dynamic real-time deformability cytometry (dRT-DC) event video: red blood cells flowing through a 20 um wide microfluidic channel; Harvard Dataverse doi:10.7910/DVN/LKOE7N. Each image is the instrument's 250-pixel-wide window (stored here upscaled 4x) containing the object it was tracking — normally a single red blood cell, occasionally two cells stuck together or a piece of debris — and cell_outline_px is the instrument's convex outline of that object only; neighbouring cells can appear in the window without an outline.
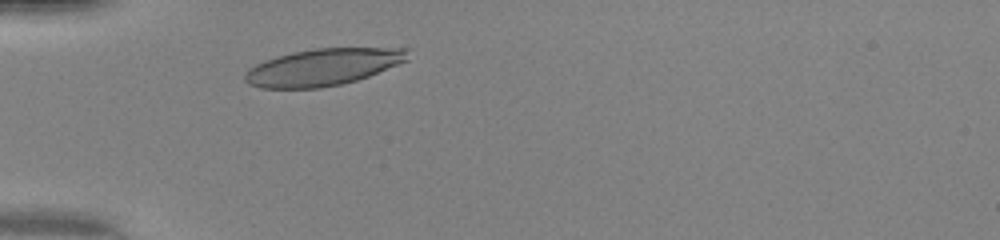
{"species": "human", "species_latin": "Homo sapiens", "temperature_condition": "warm", "stored_images_in_passage": 32, "camera_frame_rate_fps": 3000, "um_per_image_px": 0.085, "donor": {"sex": "female"}, "frame": {"image": 1, "passage_image": 5, "time_ms": 1.333, "image_size_px": [1000, 240], "cell_outline_px": [[412, 48], [408, 60], [368, 76], [356, 80], [340, 84], [320, 88], [260, 88], [248, 84], [244, 80], [244, 76], [248, 68], [264, 60], [276, 56], [292, 52], [316, 48]], "centroid_in_image_um": [27.45, 5.69], "position_along_channel_um": 57.6, "area_um2": 35.14}}
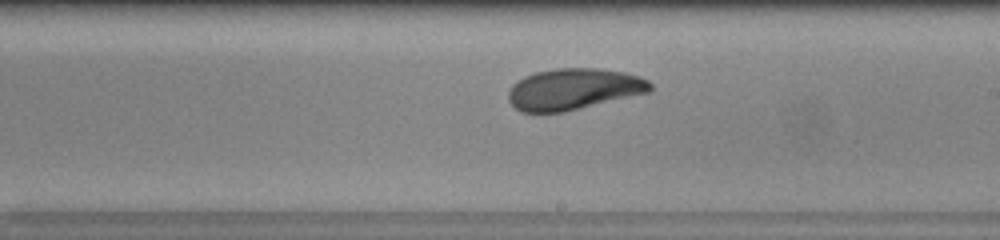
{"frame": {"image": 2, "passage_image": 19, "time_ms": 6.0, "image_size_px": [1000, 240], "cell_outline_px": [[652, 92], [564, 112], [520, 112], [508, 100], [508, 92], [512, 84], [524, 76], [536, 72], [556, 68], [596, 68], [624, 72], [648, 80], [652, 84]], "centroid_in_image_um": [48.76, 7.58], "position_along_channel_um": 240.2, "area_um2": 34.28}, "authors_computed_cell_mechanics": {"area_um2": 34.1598, "velocity_mm_per_s": 4.1601, "shape_relaxation_time_tau1_ms": 3.5053, "shape_relaxation_time_tau2_ms": 0.7562, "deformation_change_tau1": 0.1719, "deformation_change_tau2": 0.0676}}